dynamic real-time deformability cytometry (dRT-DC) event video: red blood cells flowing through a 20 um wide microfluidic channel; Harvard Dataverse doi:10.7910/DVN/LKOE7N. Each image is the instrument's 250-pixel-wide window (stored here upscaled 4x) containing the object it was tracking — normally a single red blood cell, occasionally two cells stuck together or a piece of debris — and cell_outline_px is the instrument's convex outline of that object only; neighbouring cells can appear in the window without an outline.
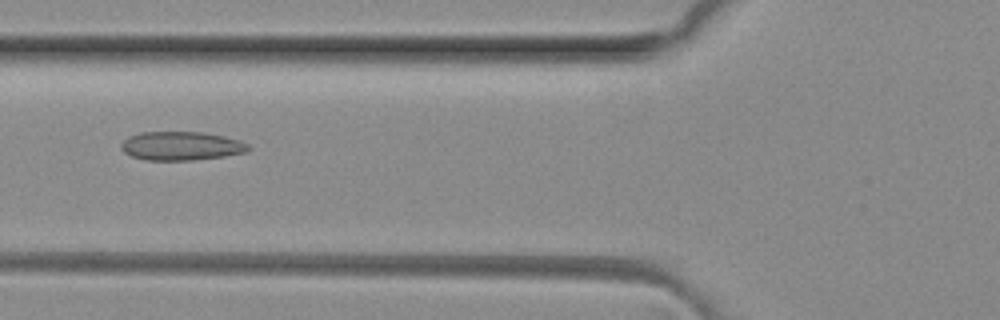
{"species": "common noctule bat (a hibernating species)", "species_latin": "Nyctalus noctula", "temperature_condition": "room temperature", "stored_images_in_passage": 4, "camera_frame_rate_fps": 3000, "um_per_image_px": 0.085, "animal": {"sex": "female", "body_mass_g": 29.2, "forearm_length_mm": 56.3}, "frame": {"image": 1, "passage_image": 4, "time_ms": 1.0, "image_size_px": [1000, 320], "cell_outline_px": [[252, 148], [248, 152], [224, 156], [192, 160], [144, 160], [132, 156], [124, 152], [120, 148], [120, 144], [128, 136], [140, 132], [204, 132], [224, 136], [240, 140], [248, 144]], "centroid_in_image_um": [15.41, 12.4], "position_along_channel_um": 110.4, "area_um2": 21.5}}